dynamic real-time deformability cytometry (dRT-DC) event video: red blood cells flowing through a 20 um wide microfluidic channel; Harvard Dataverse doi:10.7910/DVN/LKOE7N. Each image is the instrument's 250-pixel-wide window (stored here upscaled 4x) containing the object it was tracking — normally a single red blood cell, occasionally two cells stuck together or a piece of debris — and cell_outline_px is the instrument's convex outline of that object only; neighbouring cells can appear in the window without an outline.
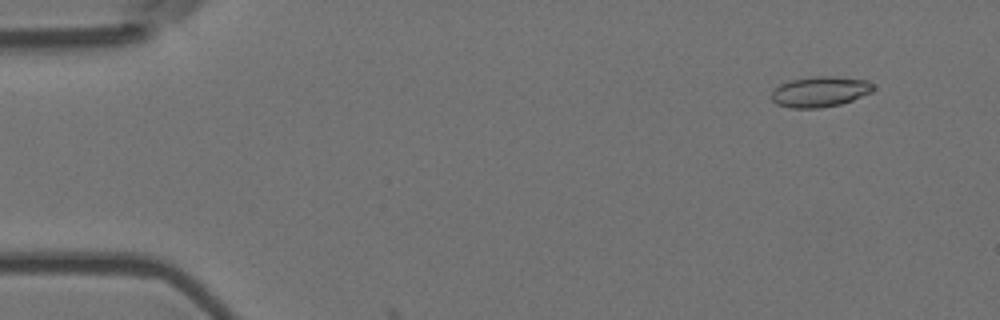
{"species": "Egyptian fruit bat (a non-hibernating species)", "species_latin": "Rousettus aegyptiacus", "temperature_condition": "room temperature", "stored_images_in_passage": 3, "camera_frame_rate_fps": 3000, "um_per_image_px": 0.085, "animal": {"sex": "female"}, "frame": {"image": 1, "passage_image": 2, "time_ms": 0.333, "image_size_px": [1000, 320], "cell_outline_px": [[876, 88], [872, 92], [852, 100], [840, 104], [820, 108], [792, 108], [776, 104], [772, 100], [772, 92], [780, 84], [792, 80], [816, 76], [836, 76], [864, 80], [872, 84]], "centroid_in_image_um": [69.71, 7.8], "position_along_channel_um": 15.3, "area_um2": 17.98}}